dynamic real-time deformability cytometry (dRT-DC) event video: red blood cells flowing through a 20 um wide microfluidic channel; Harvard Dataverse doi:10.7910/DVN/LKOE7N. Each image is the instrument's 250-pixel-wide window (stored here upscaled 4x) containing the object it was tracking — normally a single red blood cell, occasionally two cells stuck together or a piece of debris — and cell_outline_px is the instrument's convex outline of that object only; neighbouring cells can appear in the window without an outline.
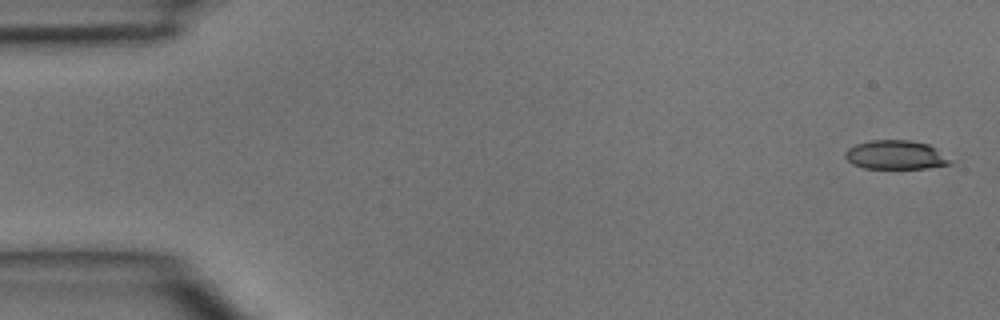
{"species": "common noctule bat (a hibernating species)", "species_latin": "Nyctalus noctula", "temperature_condition": "room temperature", "stored_images_in_passage": 44, "camera_frame_rate_fps": 3000, "um_per_image_px": 0.085, "animal": {"sex": "male", "body_mass_g": 15.6}, "frame": {"image": 1, "passage_image": 1, "time_ms": 0.0, "image_size_px": [1000, 320], "cell_outline_px": [[952, 164], [928, 168], [864, 168], [852, 164], [844, 156], [848, 148], [856, 144], [872, 140], [912, 140], [928, 144], [936, 148], [952, 160]], "centroid_in_image_um": [76.16, 13.17], "position_along_channel_um": 8.8, "area_um2": 17.74}}
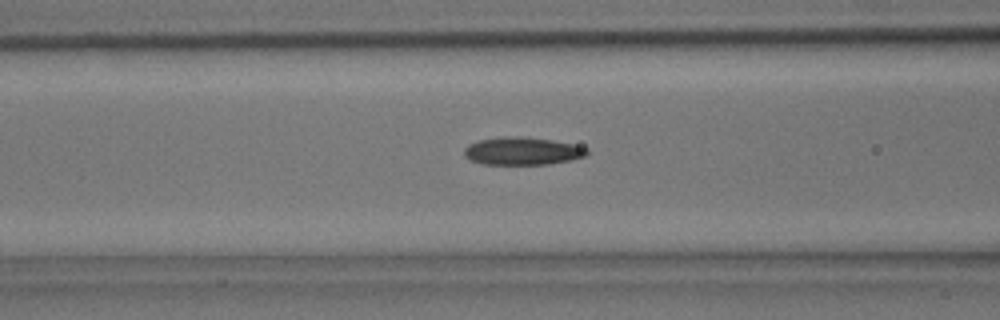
{"frame": {"image": 2, "passage_image": 17, "time_ms": 5.333, "image_size_px": [1000, 320], "cell_outline_px": [[588, 152], [584, 156], [568, 160], [548, 164], [480, 164], [468, 160], [464, 156], [464, 148], [468, 144], [480, 140], [508, 136], [520, 136], [552, 140], [572, 144], [588, 148]], "centroid_in_image_um": [44.34, 12.84], "position_along_channel_um": 122.3, "area_um2": 19.77}}
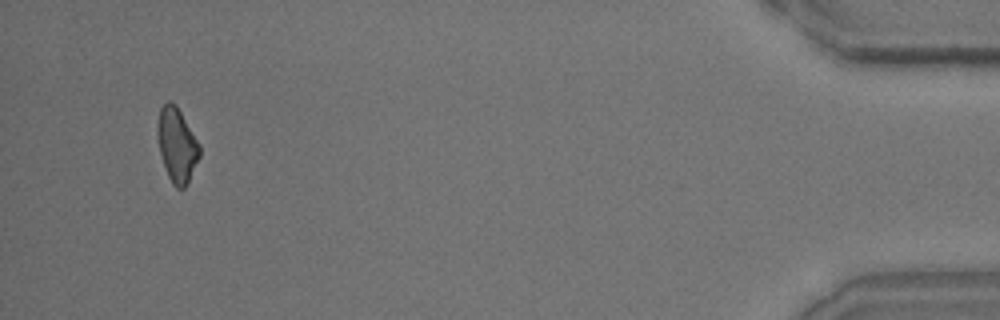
{"frame": {"image": 3, "passage_image": 42, "time_ms": 13.667, "image_size_px": [1000, 320], "cell_outline_px": [[200, 156], [188, 184], [184, 188], [176, 188], [172, 184], [168, 176], [160, 152], [156, 132], [160, 108], [168, 100], [176, 104], [200, 144]], "centroid_in_image_um": [15.05, 12.33], "position_along_channel_um": 420.2, "area_um2": 18.26}}